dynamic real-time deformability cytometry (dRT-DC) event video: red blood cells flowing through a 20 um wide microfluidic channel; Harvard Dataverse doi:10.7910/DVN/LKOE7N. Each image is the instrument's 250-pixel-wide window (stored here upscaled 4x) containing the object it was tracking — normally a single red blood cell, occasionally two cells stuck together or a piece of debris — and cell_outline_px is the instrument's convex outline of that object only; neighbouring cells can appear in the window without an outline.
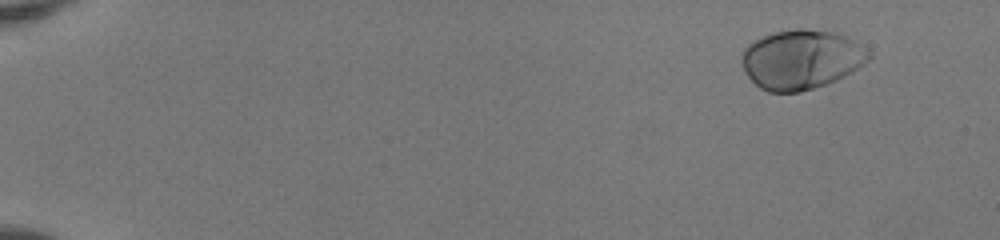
{"species": "human", "species_latin": "Homo sapiens", "temperature_condition": "room temperature", "stored_images_in_passage": 30, "camera_frame_rate_fps": 3000, "um_per_image_px": 0.085, "donor": {"sex": "female"}, "frame": {"image": 1, "passage_image": 5, "time_ms": 1.333, "image_size_px": [1000, 240], "cell_outline_px": [[872, 56], [868, 60], [844, 76], [836, 80], [800, 92], [768, 92], [760, 88], [748, 76], [740, 60], [740, 56], [744, 48], [748, 44], [772, 32], [796, 28], [804, 28], [832, 32], [848, 36], [868, 48], [872, 52]], "centroid_in_image_um": [68.11, 5.03], "position_along_channel_um": 16.9, "area_um2": 44.1}}
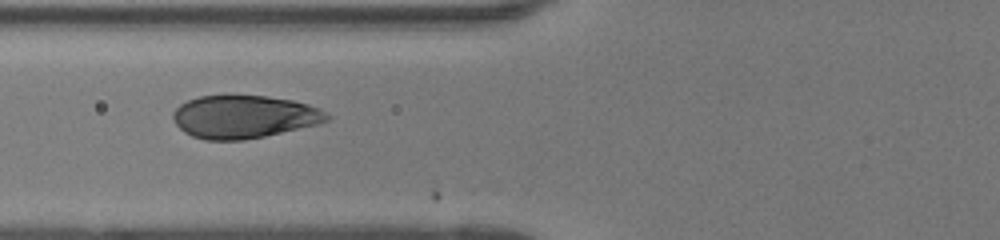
{"frame": {"image": 2, "passage_image": 23, "time_ms": 7.333, "image_size_px": [1000, 240], "cell_outline_px": [[332, 116], [328, 120], [320, 124], [264, 136], [244, 140], [204, 140], [192, 136], [184, 132], [172, 120], [172, 112], [180, 104], [188, 100], [200, 96], [264, 96], [292, 100], [308, 104], [320, 108]], "centroid_in_image_um": [20.75, 9.93], "position_along_channel_um": 105.1, "area_um2": 38.55}}
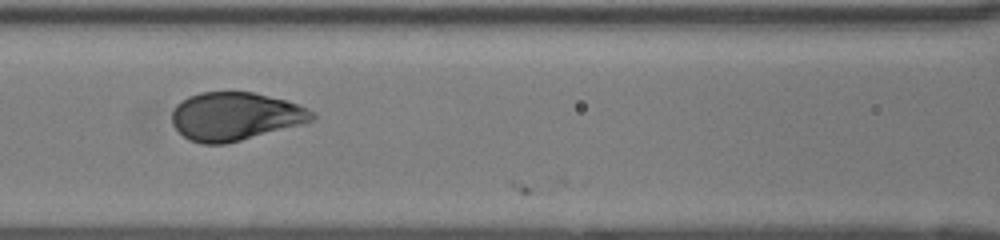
{"frame": {"image": 3, "passage_image": 26, "time_ms": 8.333, "image_size_px": [1000, 240], "cell_outline_px": [[316, 120], [240, 140], [224, 144], [200, 144], [188, 140], [172, 124], [172, 108], [180, 100], [188, 96], [200, 92], [252, 92], [284, 100], [308, 108], [316, 116]], "centroid_in_image_um": [19.94, 9.89], "position_along_channel_um": 146.7, "area_um2": 39.25}}